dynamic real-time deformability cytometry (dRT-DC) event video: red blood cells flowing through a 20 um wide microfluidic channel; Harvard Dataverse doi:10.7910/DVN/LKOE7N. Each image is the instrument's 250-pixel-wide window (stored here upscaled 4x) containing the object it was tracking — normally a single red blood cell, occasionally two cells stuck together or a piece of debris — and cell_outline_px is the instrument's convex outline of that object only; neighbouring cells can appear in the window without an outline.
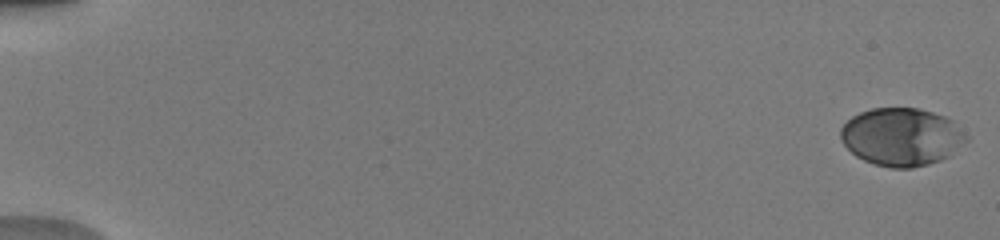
{"species": "human", "species_latin": "Homo sapiens", "temperature_condition": "warm", "stored_images_in_passage": 52, "camera_frame_rate_fps": 3000, "um_per_image_px": 0.085, "donor": {"sex": "male"}, "frame": {"image": 1, "passage_image": 1, "time_ms": 0.0, "image_size_px": [1000, 240], "cell_outline_px": [[968, 140], [948, 156], [940, 160], [928, 164], [912, 168], [892, 168], [876, 164], [864, 160], [856, 156], [840, 140], [840, 128], [852, 116], [860, 112], [872, 108], [920, 108], [944, 116], [952, 120], [968, 136]], "centroid_in_image_um": [76.62, 11.63], "position_along_channel_um": 8.4, "area_um2": 42.31}}
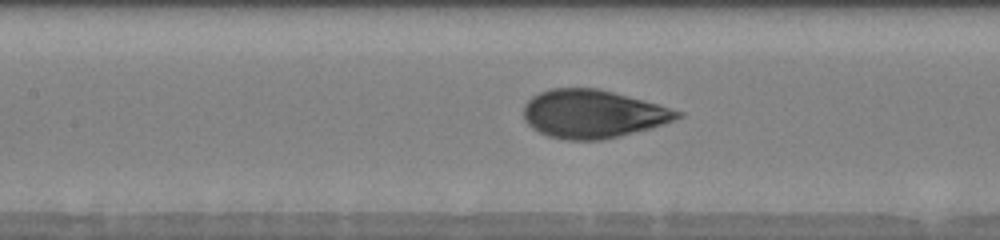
{"frame": {"image": 2, "passage_image": 26, "time_ms": 8.333, "image_size_px": [1000, 240], "cell_outline_px": [[684, 116], [664, 124], [600, 140], [564, 140], [548, 136], [532, 128], [524, 120], [524, 104], [532, 96], [540, 92], [552, 88], [596, 88], [644, 100], [684, 112]], "centroid_in_image_um": [50.37, 9.68], "position_along_channel_um": 157.0, "area_um2": 42.95}}
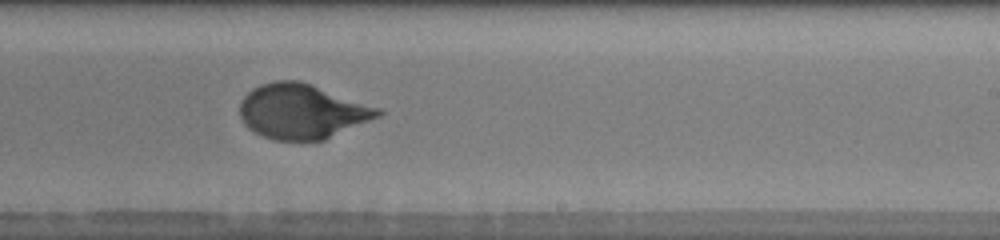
{"frame": {"image": 3, "passage_image": 34, "time_ms": 11.0, "image_size_px": [1000, 240], "cell_outline_px": [[384, 112], [380, 116], [324, 140], [272, 140], [248, 128], [244, 124], [240, 116], [240, 100], [252, 88], [260, 84], [276, 80], [300, 80], [312, 84], [380, 108]], "centroid_in_image_um": [25.65, 9.46], "position_along_channel_um": 263.3, "area_um2": 44.1}, "authors_computed_cell_mechanics": {"area_um2": 42.772, "velocity_mm_per_s": 4.0027, "shape_relaxation_time_tau1_ms": 4.4708, "shape_relaxation_time_tau2_ms": null, "deformation_change_tau1": 0.1939, "deformation_change_tau2": null}}